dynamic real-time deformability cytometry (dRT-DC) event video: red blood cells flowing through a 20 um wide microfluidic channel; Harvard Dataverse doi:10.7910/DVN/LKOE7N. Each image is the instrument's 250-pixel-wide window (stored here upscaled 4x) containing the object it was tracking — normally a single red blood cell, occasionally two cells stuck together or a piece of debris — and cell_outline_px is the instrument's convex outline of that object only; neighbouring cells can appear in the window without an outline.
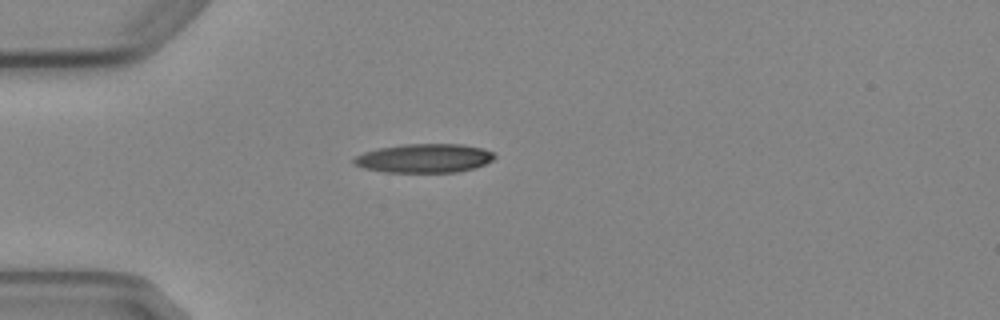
{"species": "Egyptian fruit bat (a non-hibernating species)", "species_latin": "Rousettus aegyptiacus", "temperature_condition": "cold", "stored_images_in_passage": 1, "camera_frame_rate_fps": 3000, "um_per_image_px": 0.085, "animal": {"sex": "female"}, "frame": {"image": 1, "passage_image": 1, "time_ms": 0.0, "image_size_px": [1000, 320], "cell_outline_px": [[496, 156], [492, 160], [484, 164], [472, 168], [456, 172], [384, 172], [364, 168], [352, 164], [352, 160], [356, 156], [364, 152], [376, 148], [404, 144], [464, 144], [484, 148], [492, 152]], "centroid_in_image_um": [36.03, 13.44], "position_along_channel_um": 49.0, "area_um2": 23.76}}